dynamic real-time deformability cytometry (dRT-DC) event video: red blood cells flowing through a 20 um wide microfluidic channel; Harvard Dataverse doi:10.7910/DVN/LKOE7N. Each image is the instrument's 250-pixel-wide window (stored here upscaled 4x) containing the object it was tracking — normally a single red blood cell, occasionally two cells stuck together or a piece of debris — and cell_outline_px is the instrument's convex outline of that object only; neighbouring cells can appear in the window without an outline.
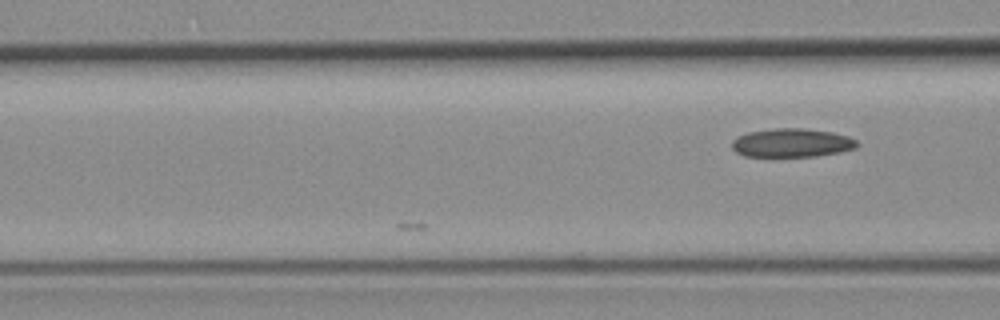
{"species": "common noctule bat (a hibernating species)", "species_latin": "Nyctalus noctula", "temperature_condition": "room temperature", "stored_images_in_passage": 5, "camera_frame_rate_fps": 3000, "um_per_image_px": 0.085, "animal": {"sex": "female", "body_mass_g": 19.3, "forearm_length_mm": 54.1}, "frame": {"image": 1, "passage_image": 5, "time_ms": 1.333, "image_size_px": [1000, 320], "cell_outline_px": [[856, 148], [840, 152], [816, 156], [744, 156], [736, 152], [732, 148], [732, 140], [748, 132], [772, 128], [804, 128], [832, 132], [848, 136], [856, 140]], "centroid_in_image_um": [67.29, 12.13], "position_along_channel_um": 99.3, "area_um2": 20.81}}